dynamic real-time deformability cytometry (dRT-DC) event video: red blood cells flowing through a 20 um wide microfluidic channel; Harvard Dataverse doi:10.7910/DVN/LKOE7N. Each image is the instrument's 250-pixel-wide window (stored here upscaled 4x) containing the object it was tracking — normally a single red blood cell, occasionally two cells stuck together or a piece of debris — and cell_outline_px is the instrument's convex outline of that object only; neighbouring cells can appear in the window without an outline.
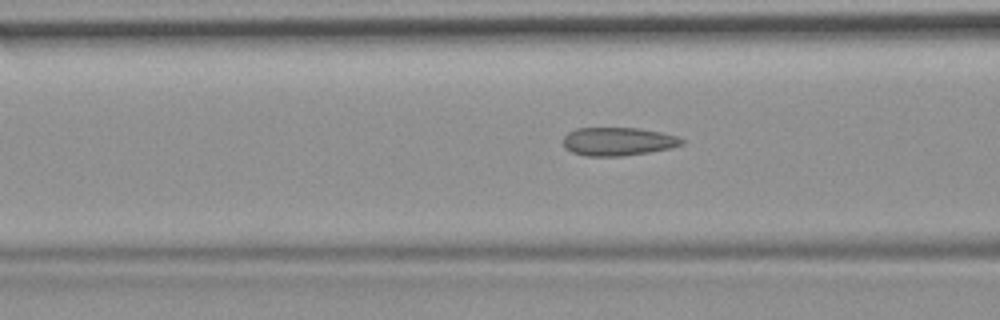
{"species": "common noctule bat (a hibernating species)", "species_latin": "Nyctalus noctula", "temperature_condition": "room temperature", "stored_images_in_passage": 45, "camera_frame_rate_fps": 3000, "um_per_image_px": 0.085, "animal": {"sex": "female", "body_mass_g": 19.9}, "frame": {"image": 1, "passage_image": 18, "time_ms": 5.667, "image_size_px": [1000, 320], "cell_outline_px": [[684, 144], [668, 148], [648, 152], [620, 156], [588, 156], [572, 152], [564, 148], [564, 136], [568, 132], [576, 128], [640, 128], [660, 132], [676, 136], [684, 140]], "centroid_in_image_um": [52.5, 12.02], "position_along_channel_um": 114.1, "area_um2": 19.42}}
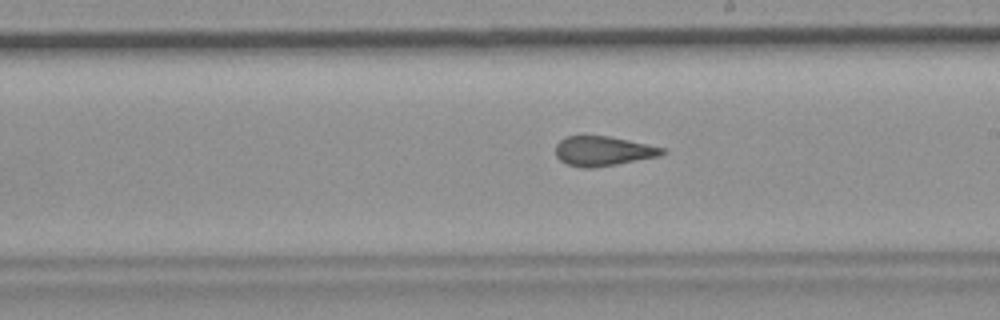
{"frame": {"image": 2, "passage_image": 28, "time_ms": 9.0, "image_size_px": [1000, 320], "cell_outline_px": [[664, 152], [660, 156], [616, 164], [592, 168], [584, 168], [568, 164], [560, 160], [556, 156], [556, 144], [560, 140], [568, 136], [608, 136], [628, 140], [664, 148]], "centroid_in_image_um": [51.24, 12.84], "position_along_channel_um": 237.8, "area_um2": 18.15}}
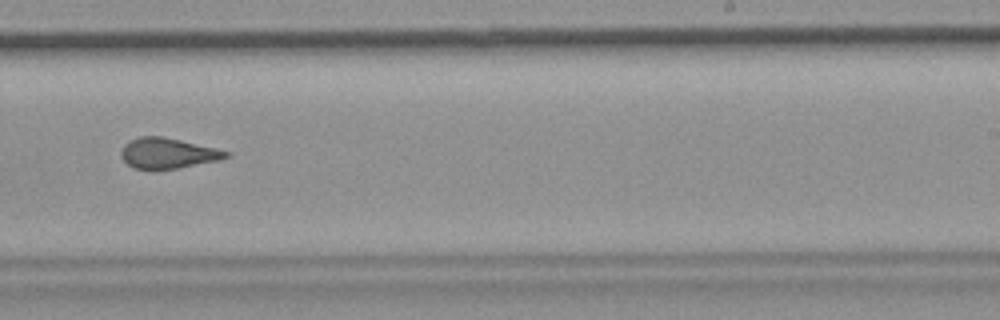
{"frame": {"image": 3, "passage_image": 31, "time_ms": 10.0, "image_size_px": [1000, 320], "cell_outline_px": [[232, 156], [220, 160], [156, 172], [136, 168], [128, 164], [120, 156], [120, 152], [124, 144], [128, 140], [140, 136], [160, 136], [180, 140], [232, 152]], "centroid_in_image_um": [14.25, 13.05], "position_along_channel_um": 274.7, "area_um2": 19.07}, "authors_computed_cell_mechanics": {"area_um2": 19.4208, "velocity_mm_per_s": 3.7216, "shape_relaxation_time_tau1_ms": null, "shape_relaxation_time_tau2_ms": 1.54, "deformation_change_tau1": null, "deformation_change_tau2": 0.0865}}